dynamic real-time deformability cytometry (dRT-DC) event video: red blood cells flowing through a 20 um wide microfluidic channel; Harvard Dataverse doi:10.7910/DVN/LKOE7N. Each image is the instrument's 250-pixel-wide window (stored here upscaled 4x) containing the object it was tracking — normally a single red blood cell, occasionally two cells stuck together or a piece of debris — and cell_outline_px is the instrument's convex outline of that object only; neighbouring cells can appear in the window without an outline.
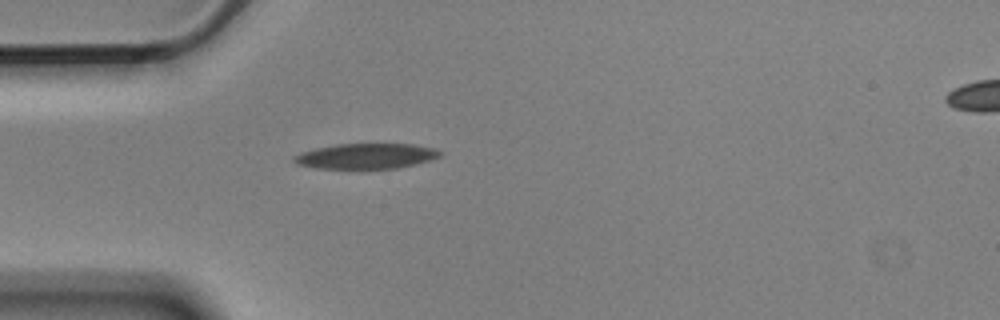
{"species": "Egyptian fruit bat (a non-hibernating species)", "species_latin": "Rousettus aegyptiacus", "temperature_condition": "cold", "stored_images_in_passage": 2, "segment_of_instrument_passage": [1, 2], "camera_frame_rate_fps": 3000, "um_per_image_px": 0.085, "animal": {"sex": "male"}, "frame": {"image": 1, "passage_image": 1, "time_ms": 0.0, "image_size_px": [1000, 320], "cell_outline_px": [[444, 152], [440, 156], [432, 160], [416, 164], [396, 168], [360, 172], [316, 168], [296, 164], [292, 160], [292, 156], [300, 152], [316, 148], [336, 144], [412, 144], [436, 148]], "centroid_in_image_um": [31.09, 13.32], "position_along_channel_um": 53.9, "area_um2": 22.83}}